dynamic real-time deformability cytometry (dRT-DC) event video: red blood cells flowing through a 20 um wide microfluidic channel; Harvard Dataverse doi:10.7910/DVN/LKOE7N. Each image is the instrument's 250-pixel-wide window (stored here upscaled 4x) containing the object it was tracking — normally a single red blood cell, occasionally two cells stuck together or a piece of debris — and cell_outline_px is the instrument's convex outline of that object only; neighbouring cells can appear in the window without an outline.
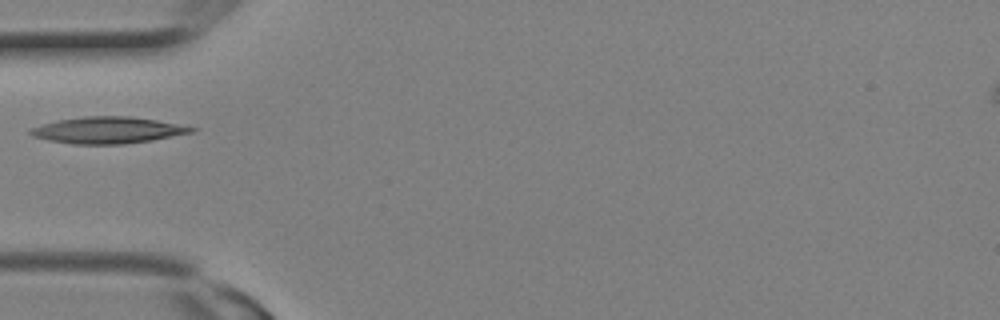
{"species": "Egyptian fruit bat (a non-hibernating species)", "species_latin": "Rousettus aegyptiacus", "temperature_condition": "room temperature", "stored_images_in_passage": 2, "camera_frame_rate_fps": 3000, "um_per_image_px": 0.085, "animal": {"sex": "female"}, "frame": {"image": 1, "passage_image": 2, "time_ms": 0.333, "image_size_px": [1000, 320], "cell_outline_px": [[196, 128], [192, 132], [152, 140], [124, 144], [72, 144], [48, 140], [32, 136], [28, 132], [28, 128], [56, 120], [84, 116], [128, 116], [156, 120]], "centroid_in_image_um": [9.07, 11.06], "position_along_channel_um": 75.9, "area_um2": 24.8}}